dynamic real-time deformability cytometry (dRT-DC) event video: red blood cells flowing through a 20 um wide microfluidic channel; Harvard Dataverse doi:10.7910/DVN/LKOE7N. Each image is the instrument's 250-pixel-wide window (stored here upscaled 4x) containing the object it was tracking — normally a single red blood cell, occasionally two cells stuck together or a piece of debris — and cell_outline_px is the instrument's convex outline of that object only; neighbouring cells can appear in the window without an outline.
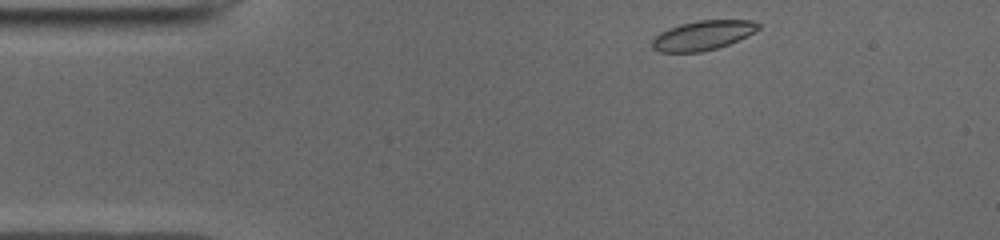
{"species": "common noctule bat (a hibernating species)", "species_latin": "Nyctalus noctula", "temperature_condition": "cold", "stored_images_in_passage": 44, "camera_frame_rate_fps": 3000, "um_per_image_px": 0.085, "animal": {"sex": "male", "body_mass_g": 19.0, "forearm_length_mm": 50.8}, "frame": {"image": 1, "passage_image": 1, "time_ms": 0.0, "image_size_px": [1000, 240], "cell_outline_px": [[760, 28], [748, 36], [728, 44], [716, 48], [700, 52], [660, 52], [652, 48], [652, 40], [660, 32], [668, 28], [680, 24], [700, 20], [752, 20], [760, 24]], "centroid_in_image_um": [59.74, 3.0], "position_along_channel_um": 25.3, "area_um2": 18.21}}
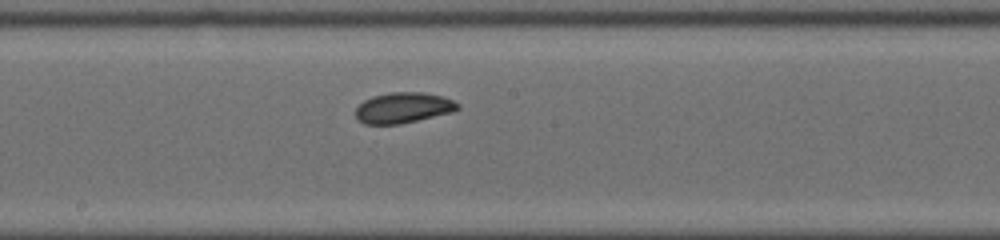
{"frame": {"image": 2, "passage_image": 20, "time_ms": 6.333, "image_size_px": [1000, 240], "cell_outline_px": [[460, 108], [452, 112], [400, 124], [364, 124], [356, 116], [356, 108], [364, 100], [372, 96], [392, 92], [424, 92], [444, 96], [460, 104]], "centroid_in_image_um": [34.3, 9.15], "position_along_channel_um": 213.9, "area_um2": 18.21}}
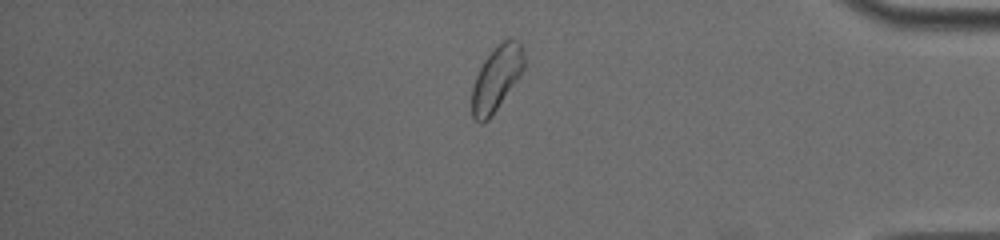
{"frame": {"image": 3, "passage_image": 36, "time_ms": 11.667, "image_size_px": [1000, 240], "cell_outline_px": [[524, 68], [516, 80], [488, 120], [480, 124], [472, 116], [472, 84], [484, 60], [496, 44], [512, 36], [520, 40], [524, 52]], "centroid_in_image_um": [42.2, 6.59], "position_along_channel_um": 393.0, "area_um2": 19.59}, "authors_computed_cell_mechanics": {"area_um2": 18.6405, "velocity_mm_per_s": 3.9172, "shape_relaxation_time_tau1_ms": null, "shape_relaxation_time_tau2_ms": 1.6827, "deformation_change_tau1": null, "deformation_change_tau2": 0.0603}}